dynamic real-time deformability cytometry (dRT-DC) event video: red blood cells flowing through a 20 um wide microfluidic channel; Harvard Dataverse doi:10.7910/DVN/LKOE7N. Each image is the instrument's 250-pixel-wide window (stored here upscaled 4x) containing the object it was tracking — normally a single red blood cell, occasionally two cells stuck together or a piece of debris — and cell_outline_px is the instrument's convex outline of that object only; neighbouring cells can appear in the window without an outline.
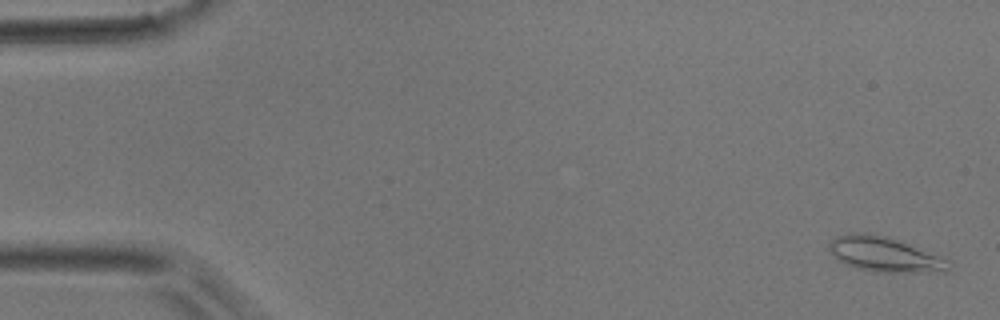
{"species": "common noctule bat (a hibernating species)", "species_latin": "Nyctalus noctula", "temperature_condition": "room temperature", "stored_images_in_passage": 51, "camera_frame_rate_fps": 3000, "um_per_image_px": 0.085, "animal": {"sex": "male", "body_mass_g": 17.9}, "frame": {"image": 1, "passage_image": 2, "time_ms": 0.333, "image_size_px": [1000, 320], "cell_outline_px": [[948, 272], [876, 272], [856, 268], [844, 264], [828, 248], [828, 244], [836, 236], [848, 232], [868, 232], [888, 236], [948, 260]], "centroid_in_image_um": [75.14, 21.61], "position_along_channel_um": 9.9, "area_um2": 24.16}}
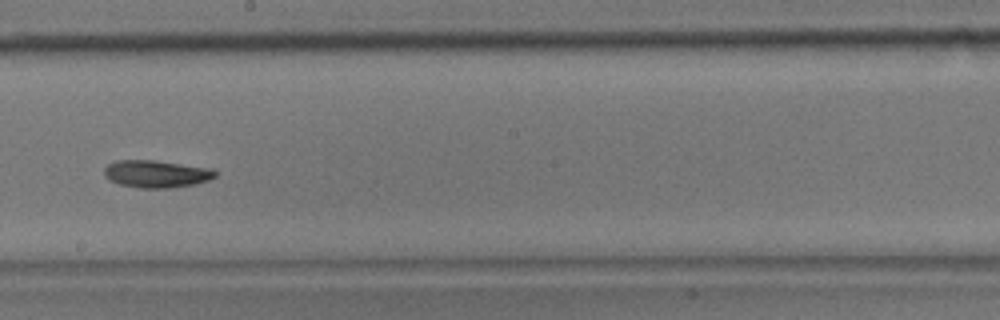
{"frame": {"image": 2, "passage_image": 29, "time_ms": 9.333, "image_size_px": [1000, 320], "cell_outline_px": [[216, 176], [208, 180], [196, 184], [168, 188], [140, 188], [120, 184], [104, 176], [104, 168], [108, 164], [116, 160], [156, 160], [212, 168], [216, 172]], "centroid_in_image_um": [13.3, 14.77], "position_along_channel_um": 234.9, "area_um2": 17.74}}
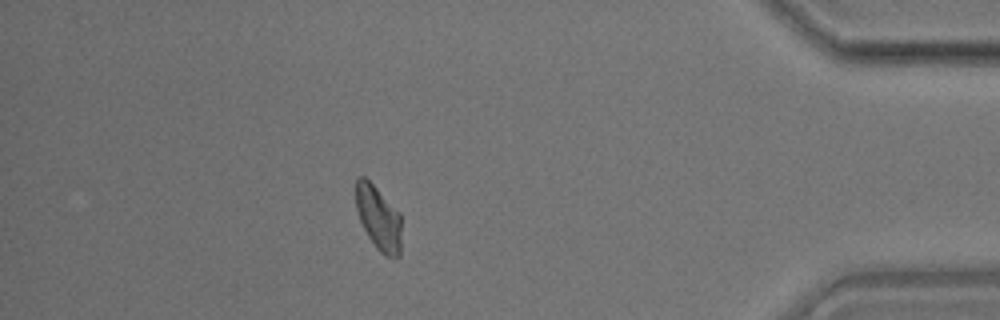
{"frame": {"image": 3, "passage_image": 45, "time_ms": 14.667, "image_size_px": [1000, 320], "cell_outline_px": [[400, 256], [384, 256], [376, 248], [368, 236], [360, 220], [356, 208], [356, 176], [364, 176], [400, 212]], "centroid_in_image_um": [32.16, 18.52], "position_along_channel_um": 403.0, "area_um2": 16.88}}